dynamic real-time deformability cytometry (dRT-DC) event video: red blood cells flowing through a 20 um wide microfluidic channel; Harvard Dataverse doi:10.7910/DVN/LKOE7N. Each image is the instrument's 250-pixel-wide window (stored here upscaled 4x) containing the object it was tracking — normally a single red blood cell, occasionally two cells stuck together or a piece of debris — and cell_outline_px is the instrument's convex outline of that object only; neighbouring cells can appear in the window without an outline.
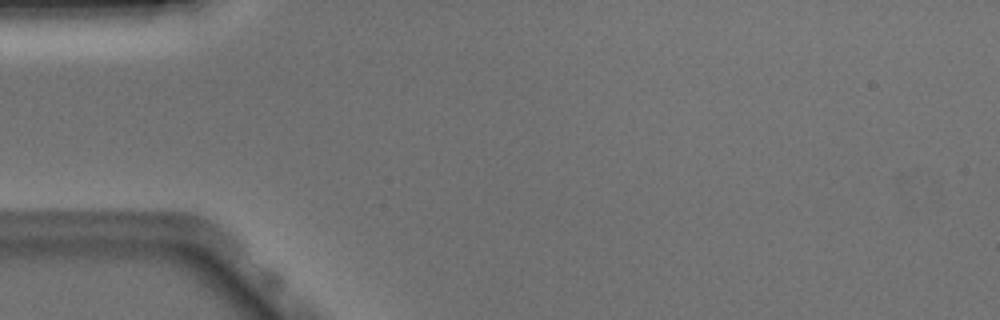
{"species": "Egyptian fruit bat (a non-hibernating species)", "species_latin": "Rousettus aegyptiacus", "temperature_condition": "warm", "stored_images_in_passage": 2, "camera_frame_rate_fps": 3000, "um_per_image_px": 0.085, "animal": {"sex": "male"}, "frame": {"image": 1, "passage_image": 1, "time_ms": 0.0, "image_size_px": [1000, 320], "cell_outline_px": [[256, 296], [240, 288], [164, 248], [164, 244], [188, 240], [204, 248], [236, 268], [256, 292]], "centroid_in_image_um": [17.82, 22.37], "position_along_channel_um": 67.2, "area_um2": 10.64}}